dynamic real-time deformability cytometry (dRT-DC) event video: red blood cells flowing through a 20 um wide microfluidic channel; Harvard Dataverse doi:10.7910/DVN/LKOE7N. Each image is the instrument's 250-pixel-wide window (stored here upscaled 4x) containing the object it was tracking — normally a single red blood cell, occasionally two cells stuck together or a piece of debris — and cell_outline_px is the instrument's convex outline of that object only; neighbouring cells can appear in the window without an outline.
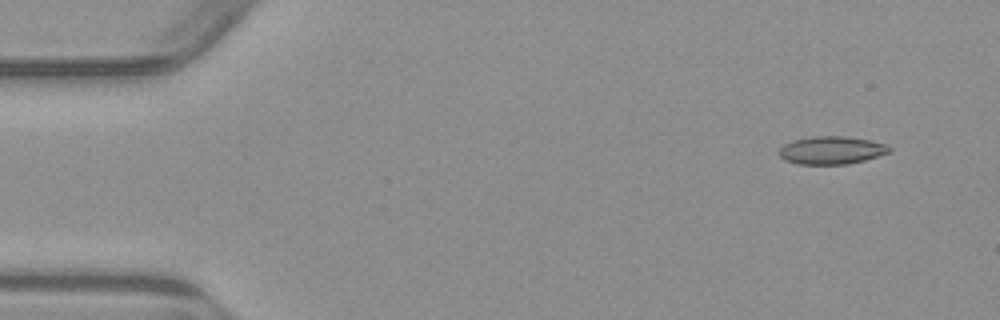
{"species": "common noctule bat (a hibernating species)", "species_latin": "Nyctalus noctula", "temperature_condition": "warm", "stored_images_in_passage": 4, "camera_frame_rate_fps": 3000, "um_per_image_px": 0.085, "animal": {"sex": "male", "body_mass_g": 23.1, "forearm_length_mm": 52.7}, "frame": {"image": 1, "passage_image": 1, "time_ms": 0.0, "image_size_px": [1000, 320], "cell_outline_px": [[892, 148], [888, 152], [864, 160], [848, 164], [796, 164], [784, 160], [780, 156], [780, 148], [784, 144], [792, 140], [812, 136], [848, 136], [872, 140], [888, 144]], "centroid_in_image_um": [70.68, 12.76], "position_along_channel_um": 14.3, "area_um2": 18.03}}
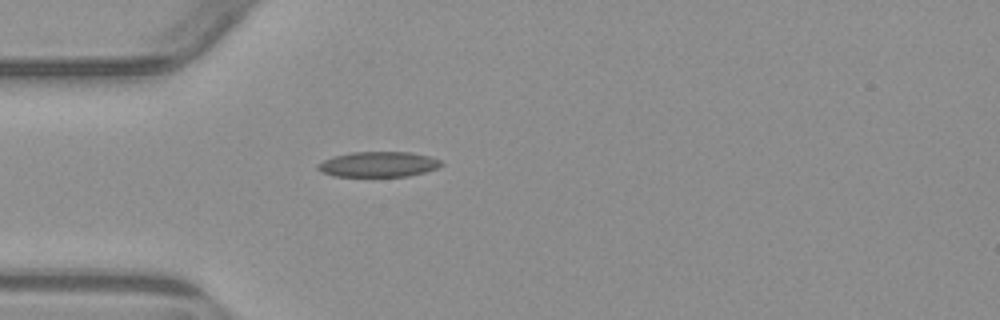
{"frame": {"image": 2, "passage_image": 4, "time_ms": 3.667, "image_size_px": [1000, 320], "cell_outline_px": [[444, 164], [436, 168], [424, 172], [408, 176], [332, 176], [316, 168], [316, 164], [324, 160], [336, 156], [352, 152], [408, 152], [428, 156], [440, 160]], "centroid_in_image_um": [32.15, 13.97], "position_along_channel_um": 52.8, "area_um2": 17.98}}